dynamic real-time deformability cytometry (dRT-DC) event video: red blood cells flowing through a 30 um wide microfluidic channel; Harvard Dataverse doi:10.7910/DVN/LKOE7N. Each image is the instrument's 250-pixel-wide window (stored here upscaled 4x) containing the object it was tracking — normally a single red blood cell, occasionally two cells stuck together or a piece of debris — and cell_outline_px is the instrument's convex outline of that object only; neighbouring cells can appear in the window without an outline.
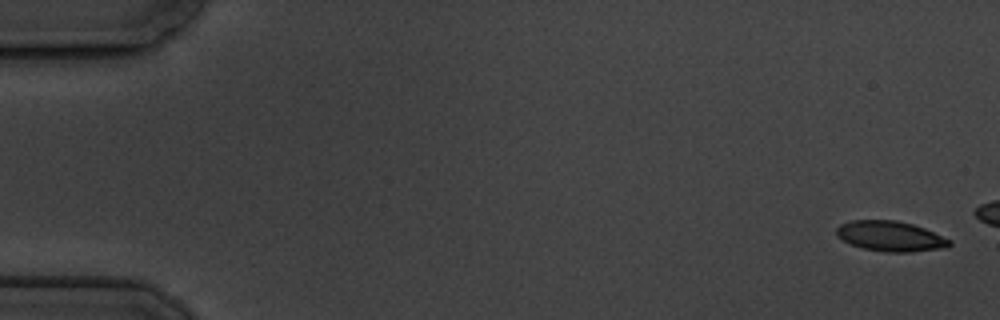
{"species": "common noctule bat (a hibernating species)", "species_latin": "Nyctalus noctula", "temperature_condition": "cold", "stored_images_in_passage": 4, "camera_frame_rate_fps": 3000, "um_per_image_px": 0.085, "animal": {"sex": "male", "body_mass_g": 19.5, "forearm_length_mm": 54.6}, "frame": {"image": 1, "passage_image": 1, "time_ms": 0.0, "image_size_px": [1000, 320], "cell_outline_px": [[952, 244], [948, 248], [912, 252], [884, 252], [864, 248], [852, 244], [836, 236], [836, 228], [840, 224], [852, 220], [896, 220], [912, 224], [924, 228], [952, 240]], "centroid_in_image_um": [75.72, 20.08], "position_along_channel_um": 9.3, "area_um2": 20.0}}